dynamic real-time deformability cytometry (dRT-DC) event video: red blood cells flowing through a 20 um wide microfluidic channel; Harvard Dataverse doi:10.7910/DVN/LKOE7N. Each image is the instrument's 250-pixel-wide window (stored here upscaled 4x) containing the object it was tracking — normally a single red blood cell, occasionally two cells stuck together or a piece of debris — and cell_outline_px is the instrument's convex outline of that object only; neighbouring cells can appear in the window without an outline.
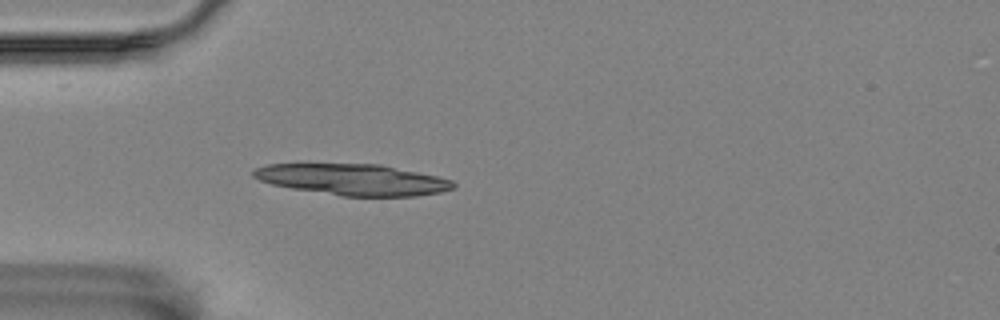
{"species": "Egyptian fruit bat (a non-hibernating species)", "species_latin": "Rousettus aegyptiacus", "temperature_condition": "room temperature", "stored_images_in_passage": 5, "camera_frame_rate_fps": 3000, "um_per_image_px": 0.085, "animal": {"sex": "female"}, "frame": {"image": 1, "passage_image": 5, "time_ms": 4.667, "image_size_px": [1000, 320], "cell_outline_px": [[456, 188], [440, 192], [416, 196], [340, 196], [292, 188], [272, 184], [260, 180], [252, 176], [252, 172], [256, 168], [268, 164], [380, 164], [436, 176], [452, 180], [456, 184]], "centroid_in_image_um": [30.01, 15.27], "position_along_channel_um": 55.0, "area_um2": 36.13}}